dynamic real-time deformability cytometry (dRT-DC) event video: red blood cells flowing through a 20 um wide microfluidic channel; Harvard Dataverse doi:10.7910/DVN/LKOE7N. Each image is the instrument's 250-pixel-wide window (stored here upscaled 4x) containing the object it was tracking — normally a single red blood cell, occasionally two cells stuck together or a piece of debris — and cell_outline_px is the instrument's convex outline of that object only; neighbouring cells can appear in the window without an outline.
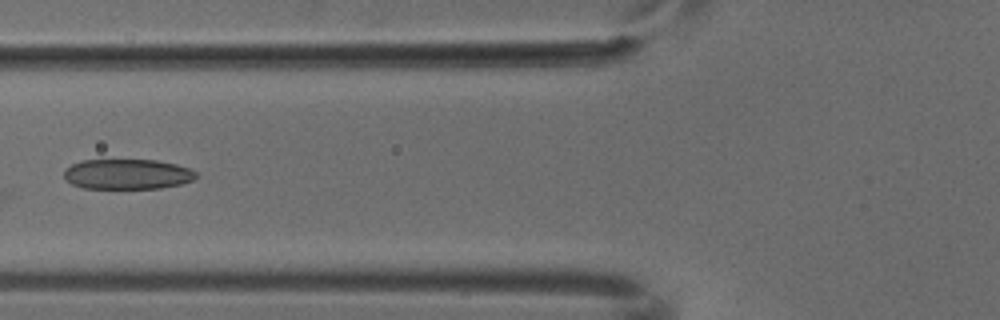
{"species": "common noctule bat (a hibernating species)", "species_latin": "Nyctalus noctula", "temperature_condition": "cold", "stored_images_in_passage": 5, "camera_frame_rate_fps": 3000, "um_per_image_px": 0.085, "animal": {"sex": "male", "body_mass_g": 18.8}, "frame": {"image": 1, "passage_image": 4, "time_ms": 1.0, "image_size_px": [1000, 320], "cell_outline_px": [[196, 176], [192, 180], [180, 184], [160, 188], [84, 188], [72, 184], [64, 176], [64, 168], [72, 164], [84, 160], [156, 160], [176, 164], [188, 168], [196, 172]], "centroid_in_image_um": [10.81, 14.8], "position_along_channel_um": 115.0, "area_um2": 23.06}}
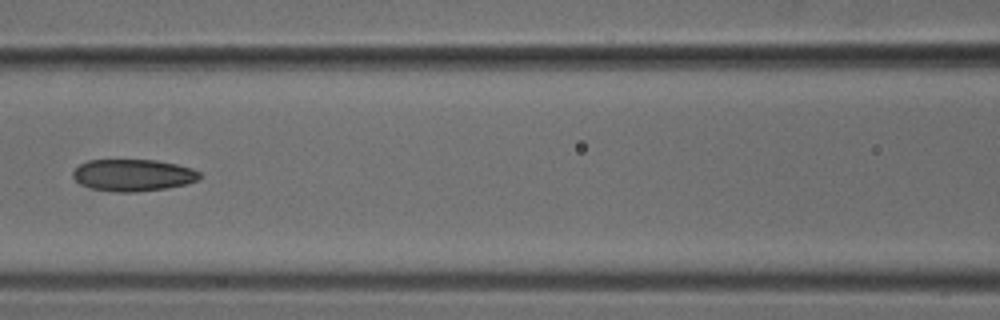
{"frame": {"image": 2, "passage_image": 5, "time_ms": 1.333, "image_size_px": [1000, 320], "cell_outline_px": [[200, 180], [188, 184], [168, 188], [136, 192], [116, 192], [88, 188], [80, 184], [72, 176], [72, 172], [80, 164], [88, 160], [156, 160], [176, 164], [192, 168], [200, 172]], "centroid_in_image_um": [11.32, 14.9], "position_along_channel_um": 155.3, "area_um2": 23.81}}